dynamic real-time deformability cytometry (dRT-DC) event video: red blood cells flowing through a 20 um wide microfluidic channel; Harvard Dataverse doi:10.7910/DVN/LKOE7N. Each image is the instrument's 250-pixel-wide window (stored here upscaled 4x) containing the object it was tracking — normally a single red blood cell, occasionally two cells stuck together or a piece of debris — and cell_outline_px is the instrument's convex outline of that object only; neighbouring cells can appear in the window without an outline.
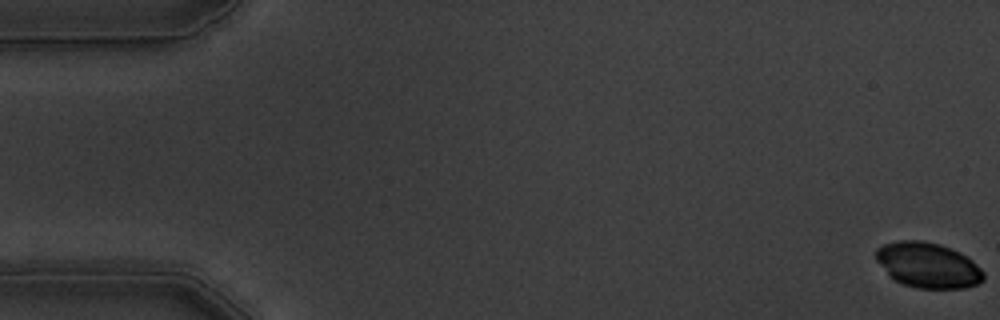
{"species": "common noctule bat (a hibernating species)", "species_latin": "Nyctalus noctula", "temperature_condition": "warm", "stored_images_in_passage": 58, "camera_frame_rate_fps": 3000, "um_per_image_px": 0.085, "animal": {"sex": "male", "body_mass_g": 19.5, "forearm_length_mm": 54.6}, "frame": {"image": 1, "passage_image": 1, "time_ms": 0.0, "image_size_px": [1000, 320], "cell_outline_px": [[984, 280], [976, 284], [964, 288], [916, 288], [904, 284], [896, 280], [876, 260], [876, 248], [884, 244], [900, 240], [920, 240], [940, 244], [960, 252], [972, 260], [984, 272]], "centroid_in_image_um": [78.9, 22.53], "position_along_channel_um": 6.1, "area_um2": 28.15}}
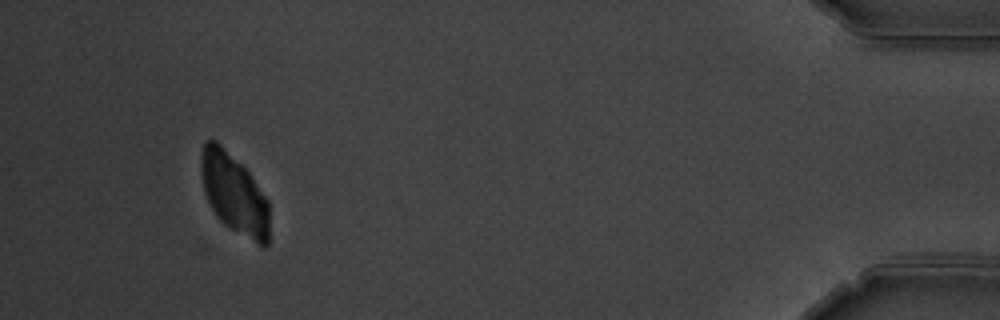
{"frame": {"image": 2, "passage_image": 54, "time_ms": 17.667, "image_size_px": [1000, 320], "cell_outline_px": [[268, 244], [264, 248], [228, 228], [216, 216], [204, 192], [200, 172], [200, 156], [204, 144], [208, 140], [216, 140], [252, 176], [268, 200]], "centroid_in_image_um": [19.89, 16.49], "position_along_channel_um": 415.3, "area_um2": 31.85}}